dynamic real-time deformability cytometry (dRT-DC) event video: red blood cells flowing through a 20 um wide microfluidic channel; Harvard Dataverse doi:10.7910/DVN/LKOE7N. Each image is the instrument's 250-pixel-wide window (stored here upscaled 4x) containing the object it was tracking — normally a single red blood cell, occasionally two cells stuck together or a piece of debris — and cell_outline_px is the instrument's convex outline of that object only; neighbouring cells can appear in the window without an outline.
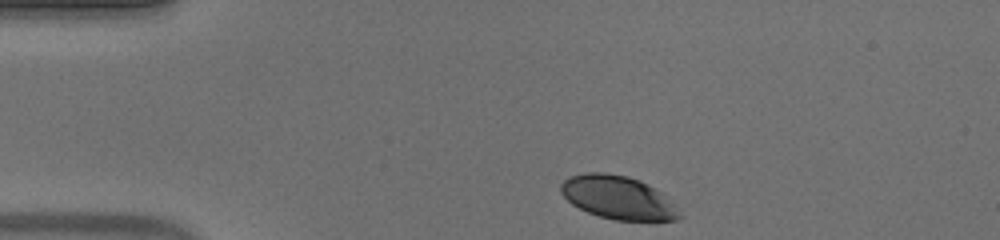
{"species": "human", "species_latin": "Homo sapiens", "temperature_condition": "warm", "stored_images_in_passage": 37, "camera_frame_rate_fps": 3000, "um_per_image_px": 0.085, "donor": {"sex": "male"}, "frame": {"image": 1, "passage_image": 1, "time_ms": 0.0, "image_size_px": [1000, 240], "cell_outline_px": [[684, 216], [676, 220], [612, 220], [588, 212], [572, 204], [560, 192], [560, 184], [568, 176], [584, 172], [604, 172], [628, 176], [648, 184], [660, 192]], "centroid_in_image_um": [52.49, 16.78], "position_along_channel_um": 32.5, "area_um2": 29.77}}
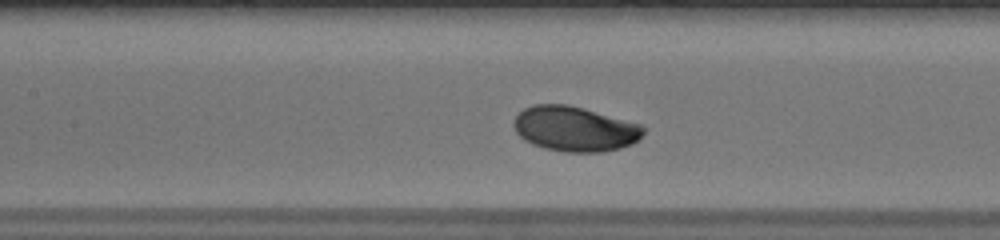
{"frame": {"image": 2, "passage_image": 15, "time_ms": 4.667, "image_size_px": [1000, 240], "cell_outline_px": [[648, 128], [632, 144], [620, 148], [604, 152], [564, 152], [544, 148], [532, 144], [524, 140], [516, 132], [512, 124], [516, 116], [524, 108], [532, 104], [568, 104], [584, 108], [640, 124]], "centroid_in_image_um": [48.84, 10.95], "position_along_channel_um": 158.6, "area_um2": 34.16}}
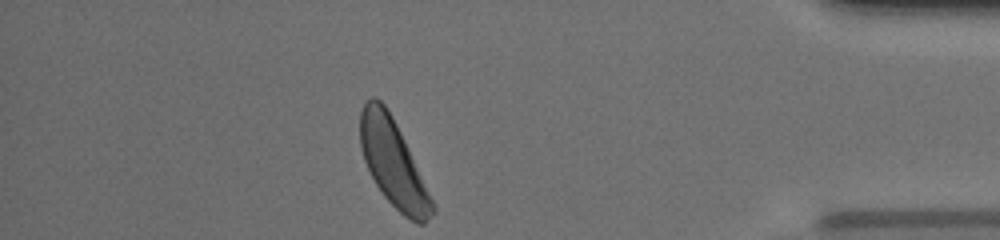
{"frame": {"image": 3, "passage_image": 37, "time_ms": 12.0, "image_size_px": [1000, 240], "cell_outline_px": [[436, 208], [428, 220], [424, 224], [416, 224], [404, 216], [384, 196], [376, 184], [364, 160], [360, 148], [360, 112], [364, 104], [372, 96], [376, 96], [384, 104], [392, 116], [408, 148]], "centroid_in_image_um": [33.4, 13.87], "position_along_channel_um": 401.8, "area_um2": 35.84}, "authors_computed_cell_mechanics": {"area_um2": 33.9286, "velocity_mm_per_s": 3.8667, "shape_relaxation_time_tau1_ms": 2.2482, "shape_relaxation_time_tau2_ms": null, "deformation_change_tau1": 0.113, "deformation_change_tau2": null}}